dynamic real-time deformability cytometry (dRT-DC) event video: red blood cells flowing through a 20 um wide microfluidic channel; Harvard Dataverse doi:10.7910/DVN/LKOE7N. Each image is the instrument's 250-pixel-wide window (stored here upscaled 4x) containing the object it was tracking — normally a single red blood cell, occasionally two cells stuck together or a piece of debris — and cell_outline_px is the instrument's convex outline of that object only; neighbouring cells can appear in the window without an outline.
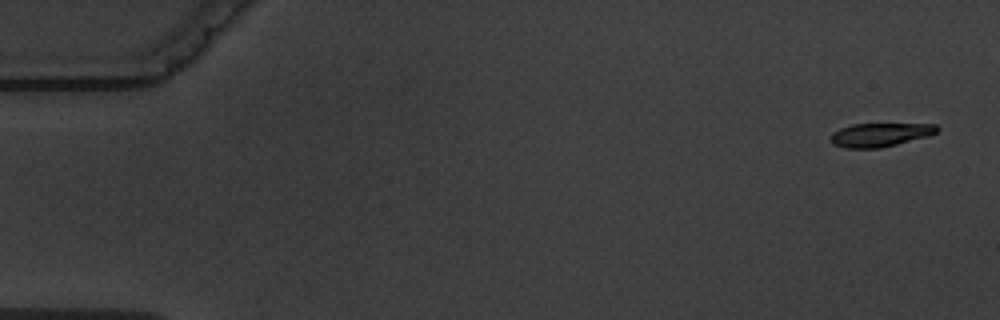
{"species": "common noctule bat (a hibernating species)", "species_latin": "Nyctalus noctula", "temperature_condition": "warm", "stored_images_in_passage": 3, "camera_frame_rate_fps": 3000, "um_per_image_px": 0.085, "animal": {"sex": "male", "body_mass_g": 19.5, "forearm_length_mm": 54.6}, "frame": {"image": 1, "passage_image": 1, "time_ms": 0.0, "image_size_px": [1000, 320], "cell_outline_px": [[940, 128], [936, 132], [928, 136], [880, 148], [844, 148], [832, 144], [832, 132], [840, 128], [852, 124], [936, 124]], "centroid_in_image_um": [74.8, 11.45], "position_along_channel_um": 10.2, "area_um2": 14.57}}